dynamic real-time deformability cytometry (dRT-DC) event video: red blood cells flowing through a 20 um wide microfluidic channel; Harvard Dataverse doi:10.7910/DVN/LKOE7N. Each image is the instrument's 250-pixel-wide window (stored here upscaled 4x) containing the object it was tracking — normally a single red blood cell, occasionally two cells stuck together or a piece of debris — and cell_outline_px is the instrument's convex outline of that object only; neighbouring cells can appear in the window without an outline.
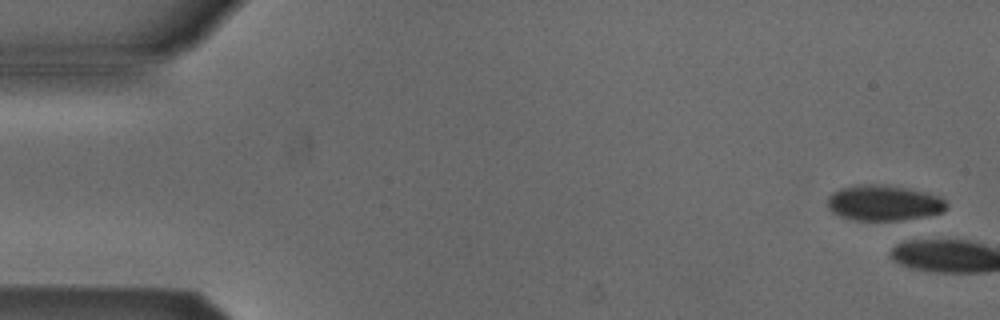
{"species": "Egyptian fruit bat (a non-hibernating species)", "species_latin": "Rousettus aegyptiacus", "temperature_condition": "cold", "stored_images_in_passage": 7, "camera_frame_rate_fps": 3000, "um_per_image_px": 0.085, "animal": {"sex": "male"}, "frame": {"image": 1, "passage_image": 1, "time_ms": 0.0, "image_size_px": [1000, 320], "cell_outline_px": [[948, 208], [940, 212], [924, 216], [900, 220], [856, 220], [840, 216], [832, 212], [828, 208], [828, 196], [832, 192], [840, 188], [856, 184], [876, 184], [908, 188], [928, 192], [940, 196], [948, 204]], "centroid_in_image_um": [75.11, 17.23], "position_along_channel_um": 9.9, "area_um2": 24.74}}
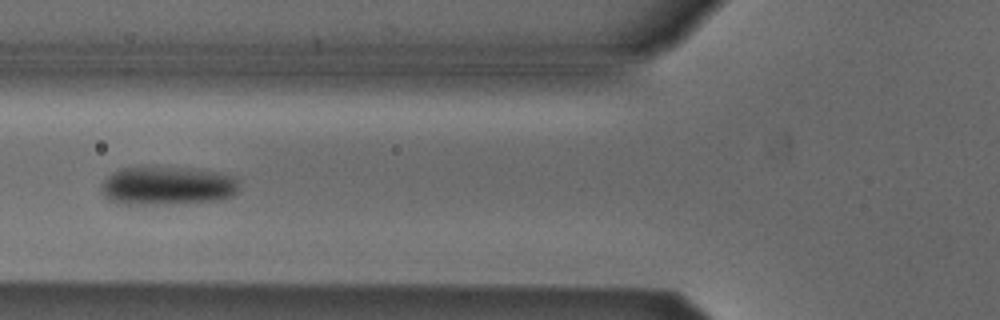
{"frame": {"image": 2, "passage_image": 6, "time_ms": 1.667, "image_size_px": [1000, 320], "cell_outline_px": [[240, 188], [232, 196], [220, 200], [132, 204], [120, 204], [108, 200], [100, 192], [100, 184], [112, 172], [120, 168], [148, 164], [188, 168], [224, 172], [236, 176], [240, 180]], "centroid_in_image_um": [14.21, 15.72], "position_along_channel_um": 111.6, "area_um2": 31.96}}
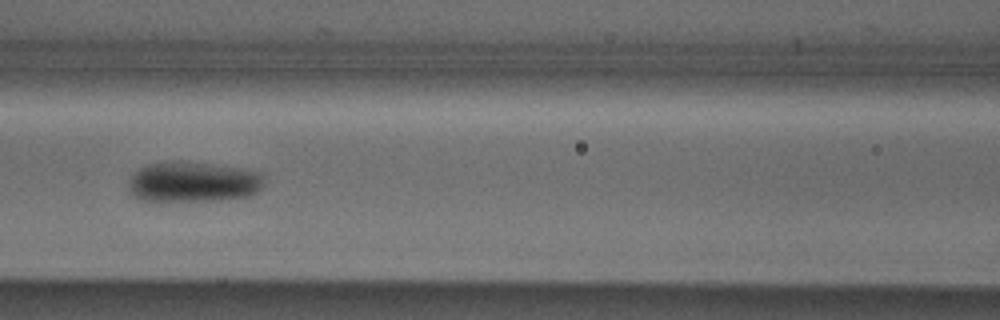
{"frame": {"image": 3, "passage_image": 7, "time_ms": 2.0, "image_size_px": [1000, 320], "cell_outline_px": [[264, 184], [260, 192], [248, 196], [228, 200], [144, 200], [132, 196], [128, 188], [128, 180], [140, 168], [148, 164], [168, 160], [184, 160], [240, 168], [260, 172]], "centroid_in_image_um": [16.43, 15.45], "position_along_channel_um": 150.2, "area_um2": 32.31}}